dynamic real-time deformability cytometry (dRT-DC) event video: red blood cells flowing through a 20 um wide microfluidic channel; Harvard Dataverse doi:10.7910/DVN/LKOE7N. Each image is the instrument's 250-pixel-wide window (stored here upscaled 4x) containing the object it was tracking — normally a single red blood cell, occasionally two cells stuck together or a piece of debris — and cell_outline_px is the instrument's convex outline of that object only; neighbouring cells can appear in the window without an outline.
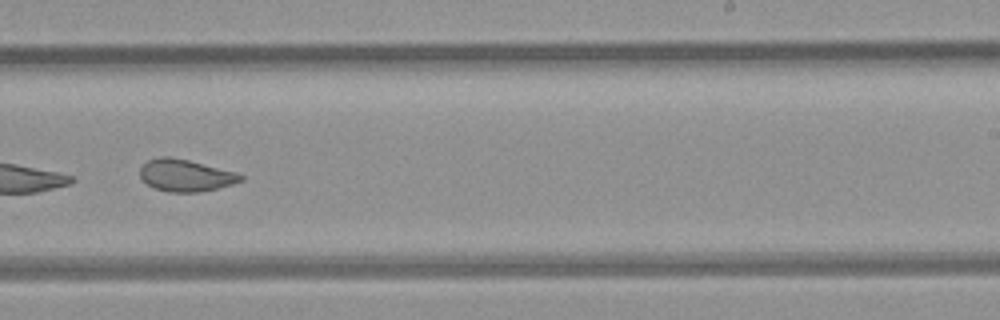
{"species": "common noctule bat (a hibernating species)", "species_latin": "Nyctalus noctula", "temperature_condition": "room temperature", "stored_images_in_passage": 10, "camera_frame_rate_fps": 3000, "um_per_image_px": 0.085, "animal": {"sex": "female", "body_mass_g": 21.9}, "frame": {"image": 1, "passage_image": 9, "time_ms": 2.667, "image_size_px": [1000, 320], "cell_outline_px": [[244, 180], [232, 184], [216, 188], [196, 192], [168, 192], [156, 188], [148, 184], [140, 176], [140, 168], [148, 160], [160, 156], [168, 156], [188, 160], [236, 172], [244, 176]], "centroid_in_image_um": [15.78, 14.9], "position_along_channel_um": 273.2, "area_um2": 18.55}}
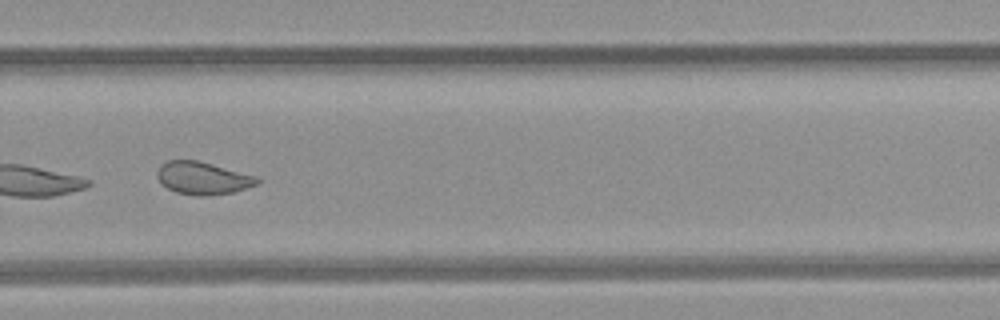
{"frame": {"image": 2, "passage_image": 10, "time_ms": 3.0, "image_size_px": [1000, 320], "cell_outline_px": [[260, 184], [232, 192], [212, 196], [196, 196], [176, 192], [160, 184], [156, 176], [156, 172], [160, 164], [168, 160], [200, 160], [260, 176]], "centroid_in_image_um": [17.27, 15.13], "position_along_channel_um": 312.5, "area_um2": 19.65}}